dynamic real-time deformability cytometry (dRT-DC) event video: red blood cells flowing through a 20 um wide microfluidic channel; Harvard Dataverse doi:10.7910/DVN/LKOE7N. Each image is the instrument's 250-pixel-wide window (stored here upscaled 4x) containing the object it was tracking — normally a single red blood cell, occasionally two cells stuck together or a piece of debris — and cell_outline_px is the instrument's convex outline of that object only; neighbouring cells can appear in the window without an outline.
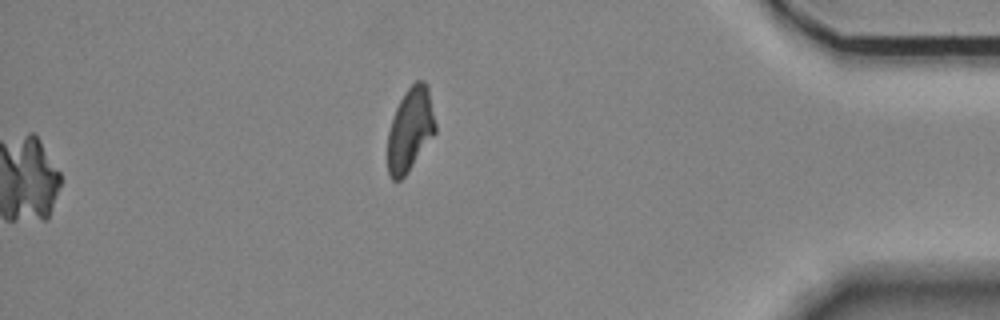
{"species": "Egyptian fruit bat (a non-hibernating species)", "species_latin": "Rousettus aegyptiacus", "temperature_condition": "room temperature", "stored_images_in_passage": 50, "camera_frame_rate_fps": 3000, "um_per_image_px": 0.085, "animal": {"sex": "female"}, "frame": {"image": 1, "passage_image": 50, "time_ms": 16.333, "image_size_px": [1000, 320], "cell_outline_px": [[436, 132], [408, 172], [400, 180], [392, 180], [388, 176], [388, 132], [396, 108], [404, 92], [416, 80], [424, 80], [428, 84], [436, 124]], "centroid_in_image_um": [34.88, 11.0], "position_along_channel_um": 400.3, "area_um2": 23.29}}